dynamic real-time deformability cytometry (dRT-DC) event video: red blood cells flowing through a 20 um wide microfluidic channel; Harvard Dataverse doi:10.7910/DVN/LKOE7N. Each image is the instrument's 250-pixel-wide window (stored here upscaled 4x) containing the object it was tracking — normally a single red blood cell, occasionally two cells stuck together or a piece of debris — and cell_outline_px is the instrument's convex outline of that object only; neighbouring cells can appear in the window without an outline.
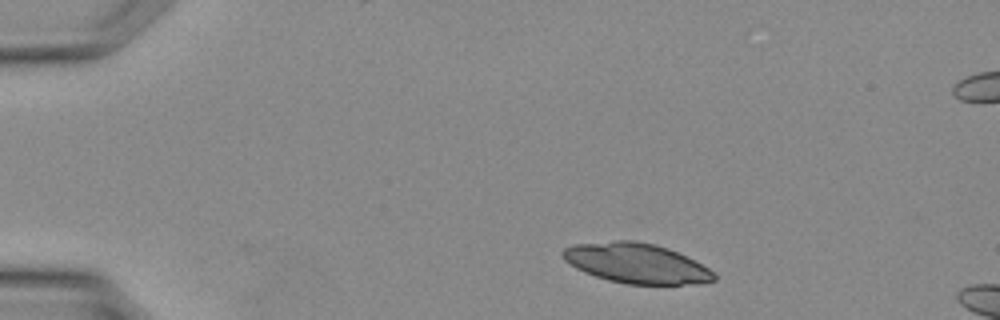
{"species": "Egyptian fruit bat (a non-hibernating species)", "species_latin": "Rousettus aegyptiacus", "temperature_condition": "warm", "stored_images_in_passage": 3, "camera_frame_rate_fps": 3000, "um_per_image_px": 0.085, "animal": {"sex": "female"}, "frame": {"image": 1, "passage_image": 3, "time_ms": 0.667, "image_size_px": [1000, 320], "cell_outline_px": [[716, 280], [696, 284], [628, 284], [608, 280], [584, 272], [568, 264], [560, 256], [560, 252], [564, 248], [576, 244], [616, 240], [636, 240], [656, 244], [668, 248], [708, 268], [716, 276]], "centroid_in_image_um": [54.03, 22.37], "position_along_channel_um": 31.0, "area_um2": 35.14}}